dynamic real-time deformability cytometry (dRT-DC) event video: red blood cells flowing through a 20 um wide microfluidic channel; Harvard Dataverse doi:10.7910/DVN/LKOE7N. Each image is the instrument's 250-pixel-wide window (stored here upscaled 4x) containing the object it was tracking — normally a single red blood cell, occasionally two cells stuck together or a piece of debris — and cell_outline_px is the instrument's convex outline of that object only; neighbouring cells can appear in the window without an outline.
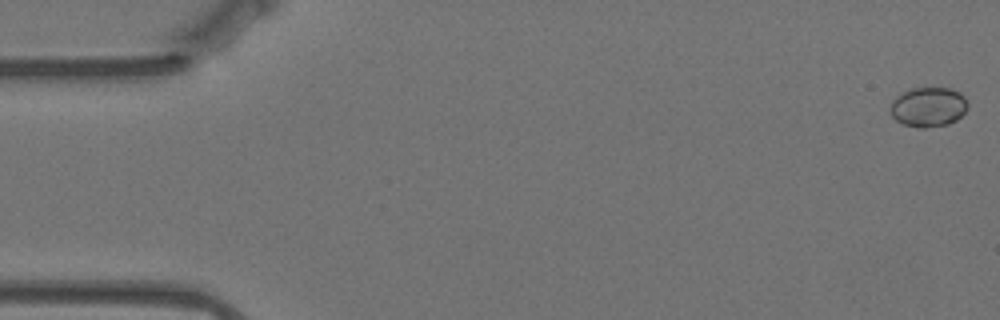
{"species": "Egyptian fruit bat (a non-hibernating species)", "species_latin": "Rousettus aegyptiacus", "temperature_condition": "warm", "stored_images_in_passage": 58, "camera_frame_rate_fps": 3000, "um_per_image_px": 0.085, "animal": {"sex": "female"}, "frame": {"image": 1, "passage_image": 1, "time_ms": 0.0, "image_size_px": [1000, 320], "cell_outline_px": [[968, 108], [956, 120], [948, 124], [924, 128], [920, 128], [904, 124], [896, 120], [892, 116], [888, 108], [892, 100], [896, 96], [912, 88], [948, 88], [960, 92], [968, 100]], "centroid_in_image_um": [78.9, 9.09], "position_along_channel_um": 6.1, "area_um2": 18.03}}
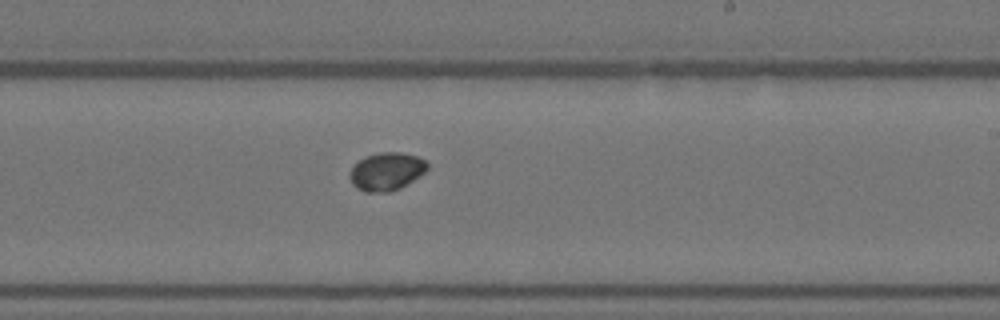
{"frame": {"image": 2, "passage_image": 34, "time_ms": 11.0, "image_size_px": [1000, 320], "cell_outline_px": [[428, 168], [424, 172], [400, 188], [388, 192], [364, 192], [356, 188], [352, 184], [348, 176], [348, 172], [364, 156], [380, 152], [400, 152], [416, 156], [424, 160], [428, 164]], "centroid_in_image_um": [32.81, 14.57], "position_along_channel_um": 256.2, "area_um2": 17.11}}
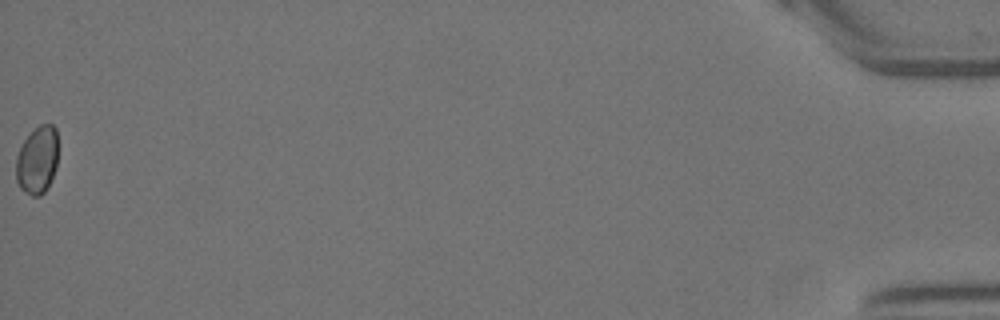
{"frame": {"image": 3, "passage_image": 58, "time_ms": 19.0, "image_size_px": [1000, 320], "cell_outline_px": [[56, 168], [44, 192], [40, 196], [32, 196], [24, 192], [20, 188], [16, 180], [16, 156], [24, 140], [40, 124], [52, 124], [56, 128]], "centroid_in_image_um": [3.14, 13.62], "position_along_channel_um": 432.1, "area_um2": 16.36}}